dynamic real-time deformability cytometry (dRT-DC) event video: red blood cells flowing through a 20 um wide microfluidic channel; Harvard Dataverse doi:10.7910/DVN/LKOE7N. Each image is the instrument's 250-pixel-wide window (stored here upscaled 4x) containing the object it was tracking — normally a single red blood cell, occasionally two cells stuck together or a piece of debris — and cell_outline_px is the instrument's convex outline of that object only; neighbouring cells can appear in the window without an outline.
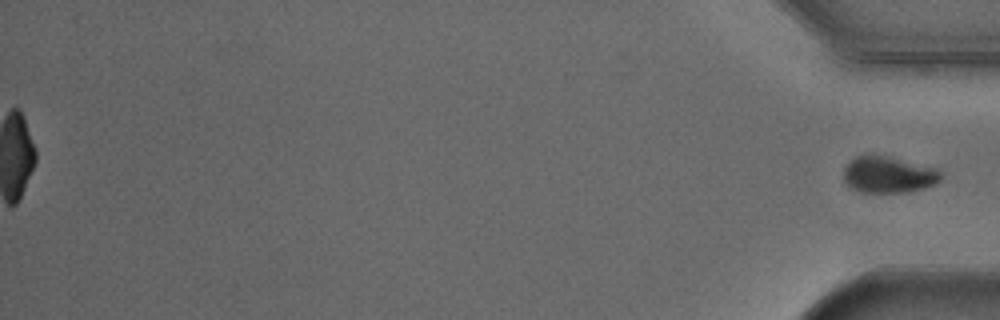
{"species": "Egyptian fruit bat (a non-hibernating species)", "species_latin": "Rousettus aegyptiacus", "temperature_condition": "cold", "stored_images_in_passage": 39, "segment_of_instrument_passage": [2, 2], "camera_frame_rate_fps": 3000, "um_per_image_px": 0.085, "animal": {"sex": "male"}, "frame": {"image": 1, "passage_image": 39, "time_ms": 12.667, "image_size_px": [1000, 320], "cell_outline_px": [[944, 176], [940, 180], [924, 188], [908, 192], [860, 192], [852, 188], [844, 180], [844, 168], [856, 156], [888, 156], [936, 168]], "centroid_in_image_um": [75.54, 14.86], "position_along_channel_um": 359.7, "area_um2": 20.35}}